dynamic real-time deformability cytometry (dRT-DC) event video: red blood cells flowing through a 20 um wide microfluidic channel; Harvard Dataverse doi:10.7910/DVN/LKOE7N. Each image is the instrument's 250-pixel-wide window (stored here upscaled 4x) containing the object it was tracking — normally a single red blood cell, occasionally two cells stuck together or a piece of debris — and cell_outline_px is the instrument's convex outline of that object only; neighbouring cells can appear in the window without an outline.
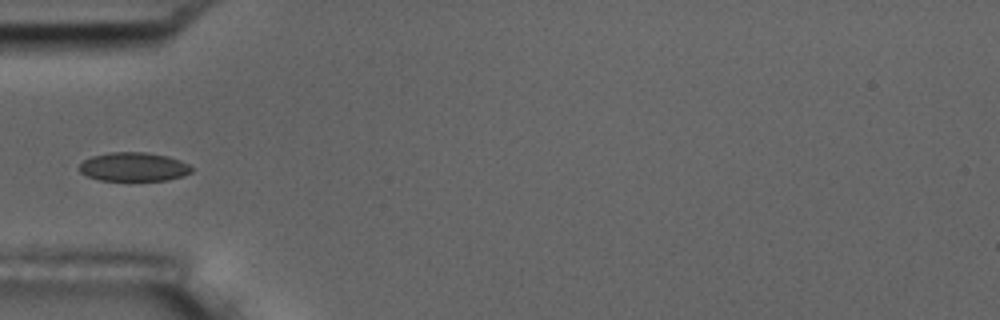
{"species": "common noctule bat (a hibernating species)", "species_latin": "Nyctalus noctula", "temperature_condition": "room temperature", "stored_images_in_passage": 6, "camera_frame_rate_fps": 3000, "um_per_image_px": 0.085, "animal": {"sex": "male", "body_mass_g": 17.5, "forearm_length_mm": 52.3}, "frame": {"image": 1, "passage_image": 6, "time_ms": 5.667, "image_size_px": [1000, 320], "cell_outline_px": [[192, 172], [184, 176], [168, 180], [100, 180], [88, 176], [80, 172], [76, 168], [84, 160], [92, 156], [108, 152], [144, 152], [168, 156], [180, 160], [188, 164], [192, 168]], "centroid_in_image_um": [11.36, 14.18], "position_along_channel_um": 73.6, "area_um2": 18.96}}